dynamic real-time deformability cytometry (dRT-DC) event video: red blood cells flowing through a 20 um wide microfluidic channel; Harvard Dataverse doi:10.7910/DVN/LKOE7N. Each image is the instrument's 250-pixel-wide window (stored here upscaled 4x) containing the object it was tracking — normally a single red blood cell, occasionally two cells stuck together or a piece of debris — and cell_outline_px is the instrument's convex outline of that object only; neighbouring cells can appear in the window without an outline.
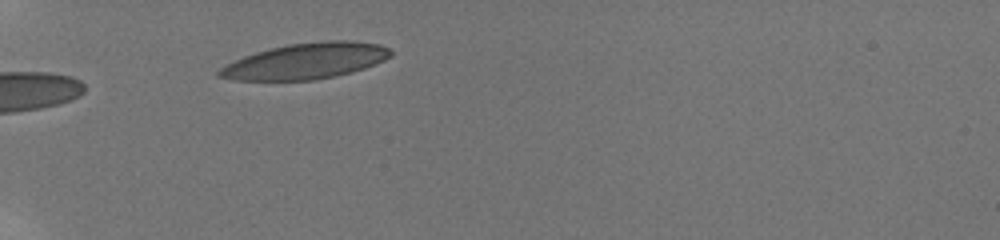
{"species": "human", "species_latin": "Homo sapiens", "temperature_condition": "room temperature", "stored_images_in_passage": 6, "camera_frame_rate_fps": 3000, "um_per_image_px": 0.085, "donor": {"sex": "male"}, "frame": {"image": 1, "passage_image": 3, "time_ms": 1.667, "image_size_px": [1000, 240], "cell_outline_px": [[392, 56], [376, 64], [352, 72], [336, 76], [316, 80], [232, 80], [216, 76], [216, 72], [220, 68], [244, 56], [256, 52], [288, 44], [320, 40], [352, 40], [380, 44], [388, 48], [392, 52]], "centroid_in_image_um": [26.02, 5.18], "position_along_channel_um": 59.0, "area_um2": 36.01}}